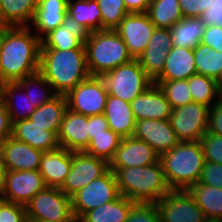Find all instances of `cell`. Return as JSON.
Segmentation results:
<instances>
[{
    "mask_svg": "<svg viewBox=\"0 0 222 222\" xmlns=\"http://www.w3.org/2000/svg\"><path fill=\"white\" fill-rule=\"evenodd\" d=\"M41 39L29 26L5 27L0 39V83L39 71Z\"/></svg>",
    "mask_w": 222,
    "mask_h": 222,
    "instance_id": "1",
    "label": "cell"
},
{
    "mask_svg": "<svg viewBox=\"0 0 222 222\" xmlns=\"http://www.w3.org/2000/svg\"><path fill=\"white\" fill-rule=\"evenodd\" d=\"M39 72L57 95L65 96L90 76L85 49H40Z\"/></svg>",
    "mask_w": 222,
    "mask_h": 222,
    "instance_id": "2",
    "label": "cell"
},
{
    "mask_svg": "<svg viewBox=\"0 0 222 222\" xmlns=\"http://www.w3.org/2000/svg\"><path fill=\"white\" fill-rule=\"evenodd\" d=\"M109 169L115 174L120 194L135 203H157L171 190L160 160L149 166Z\"/></svg>",
    "mask_w": 222,
    "mask_h": 222,
    "instance_id": "3",
    "label": "cell"
},
{
    "mask_svg": "<svg viewBox=\"0 0 222 222\" xmlns=\"http://www.w3.org/2000/svg\"><path fill=\"white\" fill-rule=\"evenodd\" d=\"M159 160L171 190H188L197 183L205 163L200 141L179 142L163 153Z\"/></svg>",
    "mask_w": 222,
    "mask_h": 222,
    "instance_id": "4",
    "label": "cell"
},
{
    "mask_svg": "<svg viewBox=\"0 0 222 222\" xmlns=\"http://www.w3.org/2000/svg\"><path fill=\"white\" fill-rule=\"evenodd\" d=\"M84 47L90 76H99L133 60L115 30L103 29L89 33Z\"/></svg>",
    "mask_w": 222,
    "mask_h": 222,
    "instance_id": "5",
    "label": "cell"
},
{
    "mask_svg": "<svg viewBox=\"0 0 222 222\" xmlns=\"http://www.w3.org/2000/svg\"><path fill=\"white\" fill-rule=\"evenodd\" d=\"M108 95L131 103L153 84L137 59L99 75Z\"/></svg>",
    "mask_w": 222,
    "mask_h": 222,
    "instance_id": "6",
    "label": "cell"
},
{
    "mask_svg": "<svg viewBox=\"0 0 222 222\" xmlns=\"http://www.w3.org/2000/svg\"><path fill=\"white\" fill-rule=\"evenodd\" d=\"M25 207L28 221H78L72 213L71 197L60 188L46 187Z\"/></svg>",
    "mask_w": 222,
    "mask_h": 222,
    "instance_id": "7",
    "label": "cell"
},
{
    "mask_svg": "<svg viewBox=\"0 0 222 222\" xmlns=\"http://www.w3.org/2000/svg\"><path fill=\"white\" fill-rule=\"evenodd\" d=\"M120 196L115 174L109 169L104 175L94 179L71 196L72 213L79 220L86 212L114 201Z\"/></svg>",
    "mask_w": 222,
    "mask_h": 222,
    "instance_id": "8",
    "label": "cell"
},
{
    "mask_svg": "<svg viewBox=\"0 0 222 222\" xmlns=\"http://www.w3.org/2000/svg\"><path fill=\"white\" fill-rule=\"evenodd\" d=\"M65 97L69 110L89 117L104 114L108 92L99 76H89Z\"/></svg>",
    "mask_w": 222,
    "mask_h": 222,
    "instance_id": "9",
    "label": "cell"
},
{
    "mask_svg": "<svg viewBox=\"0 0 222 222\" xmlns=\"http://www.w3.org/2000/svg\"><path fill=\"white\" fill-rule=\"evenodd\" d=\"M208 106L191 102L172 109L170 123L180 142L200 141L207 132Z\"/></svg>",
    "mask_w": 222,
    "mask_h": 222,
    "instance_id": "10",
    "label": "cell"
},
{
    "mask_svg": "<svg viewBox=\"0 0 222 222\" xmlns=\"http://www.w3.org/2000/svg\"><path fill=\"white\" fill-rule=\"evenodd\" d=\"M155 204L161 222H203L206 218L188 190H170Z\"/></svg>",
    "mask_w": 222,
    "mask_h": 222,
    "instance_id": "11",
    "label": "cell"
},
{
    "mask_svg": "<svg viewBox=\"0 0 222 222\" xmlns=\"http://www.w3.org/2000/svg\"><path fill=\"white\" fill-rule=\"evenodd\" d=\"M108 170L107 161L86 154L84 151L72 152L71 170L60 190L71 197Z\"/></svg>",
    "mask_w": 222,
    "mask_h": 222,
    "instance_id": "12",
    "label": "cell"
},
{
    "mask_svg": "<svg viewBox=\"0 0 222 222\" xmlns=\"http://www.w3.org/2000/svg\"><path fill=\"white\" fill-rule=\"evenodd\" d=\"M46 187L39 170L6 171L0 193L8 202L25 206Z\"/></svg>",
    "mask_w": 222,
    "mask_h": 222,
    "instance_id": "13",
    "label": "cell"
},
{
    "mask_svg": "<svg viewBox=\"0 0 222 222\" xmlns=\"http://www.w3.org/2000/svg\"><path fill=\"white\" fill-rule=\"evenodd\" d=\"M154 29L147 13H129L115 31L123 39L132 58L137 59L146 49Z\"/></svg>",
    "mask_w": 222,
    "mask_h": 222,
    "instance_id": "14",
    "label": "cell"
},
{
    "mask_svg": "<svg viewBox=\"0 0 222 222\" xmlns=\"http://www.w3.org/2000/svg\"><path fill=\"white\" fill-rule=\"evenodd\" d=\"M133 137L146 142L159 157L180 142L170 120L143 119L136 121Z\"/></svg>",
    "mask_w": 222,
    "mask_h": 222,
    "instance_id": "15",
    "label": "cell"
},
{
    "mask_svg": "<svg viewBox=\"0 0 222 222\" xmlns=\"http://www.w3.org/2000/svg\"><path fill=\"white\" fill-rule=\"evenodd\" d=\"M172 47L170 29L155 27L146 49L137 58L146 74L153 81L164 70L166 57Z\"/></svg>",
    "mask_w": 222,
    "mask_h": 222,
    "instance_id": "16",
    "label": "cell"
},
{
    "mask_svg": "<svg viewBox=\"0 0 222 222\" xmlns=\"http://www.w3.org/2000/svg\"><path fill=\"white\" fill-rule=\"evenodd\" d=\"M159 161V155L146 142L133 136L121 139L109 168L149 166Z\"/></svg>",
    "mask_w": 222,
    "mask_h": 222,
    "instance_id": "17",
    "label": "cell"
},
{
    "mask_svg": "<svg viewBox=\"0 0 222 222\" xmlns=\"http://www.w3.org/2000/svg\"><path fill=\"white\" fill-rule=\"evenodd\" d=\"M89 32L66 14L61 26L50 31L41 39L40 49H85Z\"/></svg>",
    "mask_w": 222,
    "mask_h": 222,
    "instance_id": "18",
    "label": "cell"
},
{
    "mask_svg": "<svg viewBox=\"0 0 222 222\" xmlns=\"http://www.w3.org/2000/svg\"><path fill=\"white\" fill-rule=\"evenodd\" d=\"M136 121L143 119L170 120L172 107L164 92L153 83L131 103Z\"/></svg>",
    "mask_w": 222,
    "mask_h": 222,
    "instance_id": "19",
    "label": "cell"
},
{
    "mask_svg": "<svg viewBox=\"0 0 222 222\" xmlns=\"http://www.w3.org/2000/svg\"><path fill=\"white\" fill-rule=\"evenodd\" d=\"M6 171L39 170L43 152L8 137L0 144Z\"/></svg>",
    "mask_w": 222,
    "mask_h": 222,
    "instance_id": "20",
    "label": "cell"
},
{
    "mask_svg": "<svg viewBox=\"0 0 222 222\" xmlns=\"http://www.w3.org/2000/svg\"><path fill=\"white\" fill-rule=\"evenodd\" d=\"M88 132V116L67 108L58 132L60 148L72 152L85 151L89 144Z\"/></svg>",
    "mask_w": 222,
    "mask_h": 222,
    "instance_id": "21",
    "label": "cell"
},
{
    "mask_svg": "<svg viewBox=\"0 0 222 222\" xmlns=\"http://www.w3.org/2000/svg\"><path fill=\"white\" fill-rule=\"evenodd\" d=\"M11 136L42 152L60 148L58 134L55 131L44 130V127L35 124L34 121L29 119L12 123Z\"/></svg>",
    "mask_w": 222,
    "mask_h": 222,
    "instance_id": "22",
    "label": "cell"
},
{
    "mask_svg": "<svg viewBox=\"0 0 222 222\" xmlns=\"http://www.w3.org/2000/svg\"><path fill=\"white\" fill-rule=\"evenodd\" d=\"M72 166V151L58 148L43 152L39 172L47 187L61 188Z\"/></svg>",
    "mask_w": 222,
    "mask_h": 222,
    "instance_id": "23",
    "label": "cell"
},
{
    "mask_svg": "<svg viewBox=\"0 0 222 222\" xmlns=\"http://www.w3.org/2000/svg\"><path fill=\"white\" fill-rule=\"evenodd\" d=\"M67 4L68 0H38L29 27L42 39L50 31L62 25L67 14Z\"/></svg>",
    "mask_w": 222,
    "mask_h": 222,
    "instance_id": "24",
    "label": "cell"
},
{
    "mask_svg": "<svg viewBox=\"0 0 222 222\" xmlns=\"http://www.w3.org/2000/svg\"><path fill=\"white\" fill-rule=\"evenodd\" d=\"M197 74L193 49L172 47L166 57L164 70L154 81L189 79Z\"/></svg>",
    "mask_w": 222,
    "mask_h": 222,
    "instance_id": "25",
    "label": "cell"
},
{
    "mask_svg": "<svg viewBox=\"0 0 222 222\" xmlns=\"http://www.w3.org/2000/svg\"><path fill=\"white\" fill-rule=\"evenodd\" d=\"M104 116L109 128L121 138L133 136L136 120L129 102L108 95Z\"/></svg>",
    "mask_w": 222,
    "mask_h": 222,
    "instance_id": "26",
    "label": "cell"
},
{
    "mask_svg": "<svg viewBox=\"0 0 222 222\" xmlns=\"http://www.w3.org/2000/svg\"><path fill=\"white\" fill-rule=\"evenodd\" d=\"M3 103L12 123L28 119L36 107L18 82L3 83Z\"/></svg>",
    "mask_w": 222,
    "mask_h": 222,
    "instance_id": "27",
    "label": "cell"
},
{
    "mask_svg": "<svg viewBox=\"0 0 222 222\" xmlns=\"http://www.w3.org/2000/svg\"><path fill=\"white\" fill-rule=\"evenodd\" d=\"M37 6L38 0H0L1 25L29 26Z\"/></svg>",
    "mask_w": 222,
    "mask_h": 222,
    "instance_id": "28",
    "label": "cell"
},
{
    "mask_svg": "<svg viewBox=\"0 0 222 222\" xmlns=\"http://www.w3.org/2000/svg\"><path fill=\"white\" fill-rule=\"evenodd\" d=\"M205 29L199 17H183L170 28L173 46L195 49L201 43Z\"/></svg>",
    "mask_w": 222,
    "mask_h": 222,
    "instance_id": "29",
    "label": "cell"
},
{
    "mask_svg": "<svg viewBox=\"0 0 222 222\" xmlns=\"http://www.w3.org/2000/svg\"><path fill=\"white\" fill-rule=\"evenodd\" d=\"M135 204L121 195L114 201L86 212L78 222H126L129 212Z\"/></svg>",
    "mask_w": 222,
    "mask_h": 222,
    "instance_id": "30",
    "label": "cell"
},
{
    "mask_svg": "<svg viewBox=\"0 0 222 222\" xmlns=\"http://www.w3.org/2000/svg\"><path fill=\"white\" fill-rule=\"evenodd\" d=\"M66 110V97L57 95L51 101L36 108L28 119L44 127V130L55 131L58 134Z\"/></svg>",
    "mask_w": 222,
    "mask_h": 222,
    "instance_id": "31",
    "label": "cell"
},
{
    "mask_svg": "<svg viewBox=\"0 0 222 222\" xmlns=\"http://www.w3.org/2000/svg\"><path fill=\"white\" fill-rule=\"evenodd\" d=\"M67 14L89 33L102 30L101 10L97 0H68Z\"/></svg>",
    "mask_w": 222,
    "mask_h": 222,
    "instance_id": "32",
    "label": "cell"
},
{
    "mask_svg": "<svg viewBox=\"0 0 222 222\" xmlns=\"http://www.w3.org/2000/svg\"><path fill=\"white\" fill-rule=\"evenodd\" d=\"M147 14L155 27L169 29L183 18L179 0H152Z\"/></svg>",
    "mask_w": 222,
    "mask_h": 222,
    "instance_id": "33",
    "label": "cell"
},
{
    "mask_svg": "<svg viewBox=\"0 0 222 222\" xmlns=\"http://www.w3.org/2000/svg\"><path fill=\"white\" fill-rule=\"evenodd\" d=\"M18 83L23 87L26 94L30 96L36 108L57 96L53 87L39 71L24 77Z\"/></svg>",
    "mask_w": 222,
    "mask_h": 222,
    "instance_id": "34",
    "label": "cell"
},
{
    "mask_svg": "<svg viewBox=\"0 0 222 222\" xmlns=\"http://www.w3.org/2000/svg\"><path fill=\"white\" fill-rule=\"evenodd\" d=\"M193 53L197 74L216 80L222 70V52L200 43Z\"/></svg>",
    "mask_w": 222,
    "mask_h": 222,
    "instance_id": "35",
    "label": "cell"
},
{
    "mask_svg": "<svg viewBox=\"0 0 222 222\" xmlns=\"http://www.w3.org/2000/svg\"><path fill=\"white\" fill-rule=\"evenodd\" d=\"M193 102L208 107L218 102V86L216 80L204 75L194 74L188 79Z\"/></svg>",
    "mask_w": 222,
    "mask_h": 222,
    "instance_id": "36",
    "label": "cell"
},
{
    "mask_svg": "<svg viewBox=\"0 0 222 222\" xmlns=\"http://www.w3.org/2000/svg\"><path fill=\"white\" fill-rule=\"evenodd\" d=\"M121 139L122 138L110 128L106 129L105 133L95 135V137L89 141L88 147L84 152L110 163L115 151L119 147Z\"/></svg>",
    "mask_w": 222,
    "mask_h": 222,
    "instance_id": "37",
    "label": "cell"
},
{
    "mask_svg": "<svg viewBox=\"0 0 222 222\" xmlns=\"http://www.w3.org/2000/svg\"><path fill=\"white\" fill-rule=\"evenodd\" d=\"M164 92L172 109L185 106L193 102L188 79L172 81H153Z\"/></svg>",
    "mask_w": 222,
    "mask_h": 222,
    "instance_id": "38",
    "label": "cell"
},
{
    "mask_svg": "<svg viewBox=\"0 0 222 222\" xmlns=\"http://www.w3.org/2000/svg\"><path fill=\"white\" fill-rule=\"evenodd\" d=\"M101 10L102 30H115L125 15L129 14L124 0H97Z\"/></svg>",
    "mask_w": 222,
    "mask_h": 222,
    "instance_id": "39",
    "label": "cell"
},
{
    "mask_svg": "<svg viewBox=\"0 0 222 222\" xmlns=\"http://www.w3.org/2000/svg\"><path fill=\"white\" fill-rule=\"evenodd\" d=\"M205 161L222 165V136L206 132L200 139Z\"/></svg>",
    "mask_w": 222,
    "mask_h": 222,
    "instance_id": "40",
    "label": "cell"
},
{
    "mask_svg": "<svg viewBox=\"0 0 222 222\" xmlns=\"http://www.w3.org/2000/svg\"><path fill=\"white\" fill-rule=\"evenodd\" d=\"M126 222H161V219L155 203H136Z\"/></svg>",
    "mask_w": 222,
    "mask_h": 222,
    "instance_id": "41",
    "label": "cell"
},
{
    "mask_svg": "<svg viewBox=\"0 0 222 222\" xmlns=\"http://www.w3.org/2000/svg\"><path fill=\"white\" fill-rule=\"evenodd\" d=\"M198 183L222 188V165L205 161Z\"/></svg>",
    "mask_w": 222,
    "mask_h": 222,
    "instance_id": "42",
    "label": "cell"
},
{
    "mask_svg": "<svg viewBox=\"0 0 222 222\" xmlns=\"http://www.w3.org/2000/svg\"><path fill=\"white\" fill-rule=\"evenodd\" d=\"M0 222H28L26 207L7 202L0 211Z\"/></svg>",
    "mask_w": 222,
    "mask_h": 222,
    "instance_id": "43",
    "label": "cell"
},
{
    "mask_svg": "<svg viewBox=\"0 0 222 222\" xmlns=\"http://www.w3.org/2000/svg\"><path fill=\"white\" fill-rule=\"evenodd\" d=\"M199 18L205 27L212 25L222 27V0H210L208 9Z\"/></svg>",
    "mask_w": 222,
    "mask_h": 222,
    "instance_id": "44",
    "label": "cell"
},
{
    "mask_svg": "<svg viewBox=\"0 0 222 222\" xmlns=\"http://www.w3.org/2000/svg\"><path fill=\"white\" fill-rule=\"evenodd\" d=\"M210 0H179L183 17H200L209 6Z\"/></svg>",
    "mask_w": 222,
    "mask_h": 222,
    "instance_id": "45",
    "label": "cell"
},
{
    "mask_svg": "<svg viewBox=\"0 0 222 222\" xmlns=\"http://www.w3.org/2000/svg\"><path fill=\"white\" fill-rule=\"evenodd\" d=\"M201 43L222 52V27L218 25L206 27Z\"/></svg>",
    "mask_w": 222,
    "mask_h": 222,
    "instance_id": "46",
    "label": "cell"
},
{
    "mask_svg": "<svg viewBox=\"0 0 222 222\" xmlns=\"http://www.w3.org/2000/svg\"><path fill=\"white\" fill-rule=\"evenodd\" d=\"M207 132L222 136V104L218 102L209 108Z\"/></svg>",
    "mask_w": 222,
    "mask_h": 222,
    "instance_id": "47",
    "label": "cell"
},
{
    "mask_svg": "<svg viewBox=\"0 0 222 222\" xmlns=\"http://www.w3.org/2000/svg\"><path fill=\"white\" fill-rule=\"evenodd\" d=\"M88 129L89 141L94 138L95 135L105 133V130L109 129V126L104 114L89 116Z\"/></svg>",
    "mask_w": 222,
    "mask_h": 222,
    "instance_id": "48",
    "label": "cell"
},
{
    "mask_svg": "<svg viewBox=\"0 0 222 222\" xmlns=\"http://www.w3.org/2000/svg\"><path fill=\"white\" fill-rule=\"evenodd\" d=\"M12 133V122L7 112L5 104L0 105V144L5 141Z\"/></svg>",
    "mask_w": 222,
    "mask_h": 222,
    "instance_id": "49",
    "label": "cell"
},
{
    "mask_svg": "<svg viewBox=\"0 0 222 222\" xmlns=\"http://www.w3.org/2000/svg\"><path fill=\"white\" fill-rule=\"evenodd\" d=\"M152 0H124L129 13H147Z\"/></svg>",
    "mask_w": 222,
    "mask_h": 222,
    "instance_id": "50",
    "label": "cell"
},
{
    "mask_svg": "<svg viewBox=\"0 0 222 222\" xmlns=\"http://www.w3.org/2000/svg\"><path fill=\"white\" fill-rule=\"evenodd\" d=\"M5 173H6V170L4 166L2 152L0 149V190L2 189L3 184H4Z\"/></svg>",
    "mask_w": 222,
    "mask_h": 222,
    "instance_id": "51",
    "label": "cell"
},
{
    "mask_svg": "<svg viewBox=\"0 0 222 222\" xmlns=\"http://www.w3.org/2000/svg\"><path fill=\"white\" fill-rule=\"evenodd\" d=\"M7 202L8 200L0 193V211Z\"/></svg>",
    "mask_w": 222,
    "mask_h": 222,
    "instance_id": "52",
    "label": "cell"
},
{
    "mask_svg": "<svg viewBox=\"0 0 222 222\" xmlns=\"http://www.w3.org/2000/svg\"><path fill=\"white\" fill-rule=\"evenodd\" d=\"M216 83L218 86V89L222 86V70L220 72V74L218 75L217 79H216Z\"/></svg>",
    "mask_w": 222,
    "mask_h": 222,
    "instance_id": "53",
    "label": "cell"
},
{
    "mask_svg": "<svg viewBox=\"0 0 222 222\" xmlns=\"http://www.w3.org/2000/svg\"><path fill=\"white\" fill-rule=\"evenodd\" d=\"M218 103L222 104V86L218 90Z\"/></svg>",
    "mask_w": 222,
    "mask_h": 222,
    "instance_id": "54",
    "label": "cell"
},
{
    "mask_svg": "<svg viewBox=\"0 0 222 222\" xmlns=\"http://www.w3.org/2000/svg\"><path fill=\"white\" fill-rule=\"evenodd\" d=\"M3 103V84L0 83V105Z\"/></svg>",
    "mask_w": 222,
    "mask_h": 222,
    "instance_id": "55",
    "label": "cell"
},
{
    "mask_svg": "<svg viewBox=\"0 0 222 222\" xmlns=\"http://www.w3.org/2000/svg\"><path fill=\"white\" fill-rule=\"evenodd\" d=\"M28 222H55V221H28ZM58 222H78V221H58Z\"/></svg>",
    "mask_w": 222,
    "mask_h": 222,
    "instance_id": "56",
    "label": "cell"
},
{
    "mask_svg": "<svg viewBox=\"0 0 222 222\" xmlns=\"http://www.w3.org/2000/svg\"><path fill=\"white\" fill-rule=\"evenodd\" d=\"M5 27H6V26L0 25V39H1V36H2V31H3V29H4Z\"/></svg>",
    "mask_w": 222,
    "mask_h": 222,
    "instance_id": "57",
    "label": "cell"
}]
</instances>
